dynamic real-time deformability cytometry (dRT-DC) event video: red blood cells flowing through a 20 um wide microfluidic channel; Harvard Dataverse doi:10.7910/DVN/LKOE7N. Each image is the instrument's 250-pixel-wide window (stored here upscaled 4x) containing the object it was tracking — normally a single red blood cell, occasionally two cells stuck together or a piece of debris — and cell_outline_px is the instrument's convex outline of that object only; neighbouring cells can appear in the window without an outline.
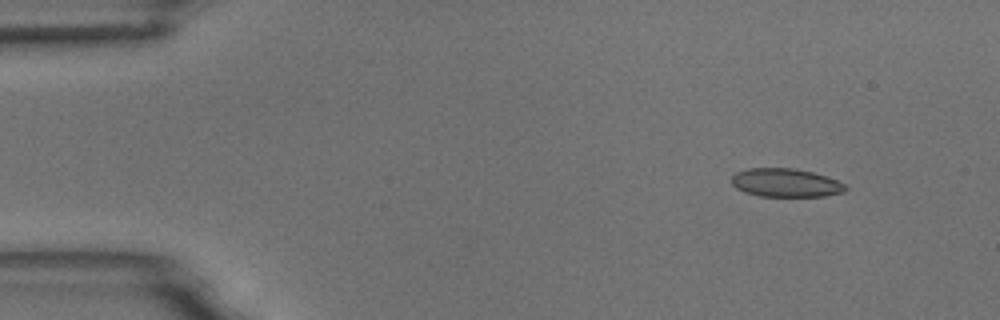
{"species": "common noctule bat (a hibernating species)", "species_latin": "Nyctalus noctula", "temperature_condition": "room temperature", "stored_images_in_passage": 6, "camera_frame_rate_fps": 3000, "um_per_image_px": 0.085, "animal": {"sex": "male", "body_mass_g": 18.8}, "frame": {"image": 1, "passage_image": 2, "time_ms": 1.0, "image_size_px": [1000, 320], "cell_outline_px": [[848, 188], [844, 192], [824, 196], [760, 196], [744, 192], [736, 188], [732, 184], [732, 176], [736, 172], [748, 168], [796, 168], [812, 172], [836, 180], [844, 184]], "centroid_in_image_um": [66.76, 15.53], "position_along_channel_um": 18.2, "area_um2": 18.84}}
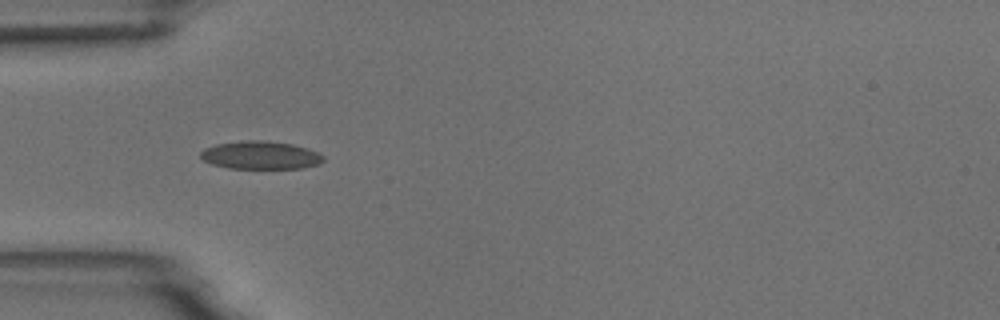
{"frame": {"image": 2, "passage_image": 5, "time_ms": 4.667, "image_size_px": [1000, 320], "cell_outline_px": [[324, 160], [320, 164], [300, 168], [228, 168], [212, 164], [204, 160], [200, 156], [200, 152], [204, 148], [216, 144], [240, 140], [264, 140], [292, 144], [316, 152], [324, 156]], "centroid_in_image_um": [22.11, 13.18], "position_along_channel_um": 62.9, "area_um2": 20.0}}